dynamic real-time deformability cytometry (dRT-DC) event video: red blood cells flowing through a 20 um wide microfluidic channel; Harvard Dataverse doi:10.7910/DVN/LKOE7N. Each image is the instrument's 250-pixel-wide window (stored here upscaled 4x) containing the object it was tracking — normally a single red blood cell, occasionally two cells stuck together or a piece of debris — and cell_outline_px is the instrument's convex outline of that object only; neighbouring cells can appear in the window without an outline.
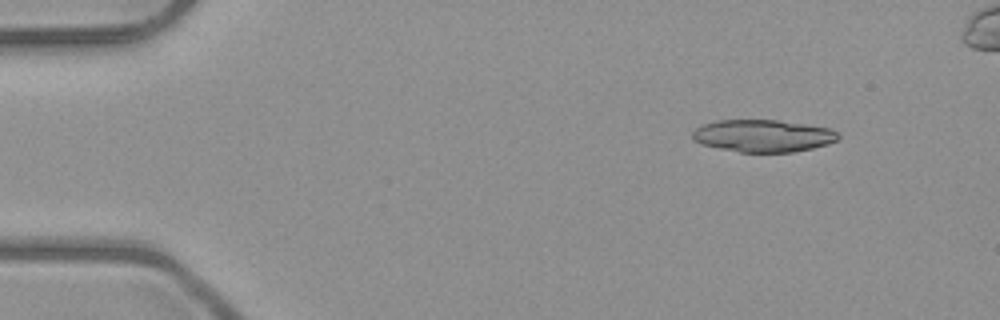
{"species": "common noctule bat (a hibernating species)", "species_latin": "Nyctalus noctula", "temperature_condition": "room temperature", "stored_images_in_passage": 28, "camera_frame_rate_fps": 3000, "um_per_image_px": 0.085, "animal": {"sex": "male", "body_mass_g": 23.1, "forearm_length_mm": 52.7}, "frame": {"image": 1, "passage_image": 1, "time_ms": 0.0, "image_size_px": [1000, 320], "cell_outline_px": [[840, 136], [836, 140], [828, 144], [812, 148], [792, 152], [740, 152], [700, 144], [692, 140], [692, 132], [696, 128], [704, 124], [716, 120], [780, 120], [832, 128]], "centroid_in_image_um": [64.85, 11.54], "position_along_channel_um": 20.1, "area_um2": 27.51}}